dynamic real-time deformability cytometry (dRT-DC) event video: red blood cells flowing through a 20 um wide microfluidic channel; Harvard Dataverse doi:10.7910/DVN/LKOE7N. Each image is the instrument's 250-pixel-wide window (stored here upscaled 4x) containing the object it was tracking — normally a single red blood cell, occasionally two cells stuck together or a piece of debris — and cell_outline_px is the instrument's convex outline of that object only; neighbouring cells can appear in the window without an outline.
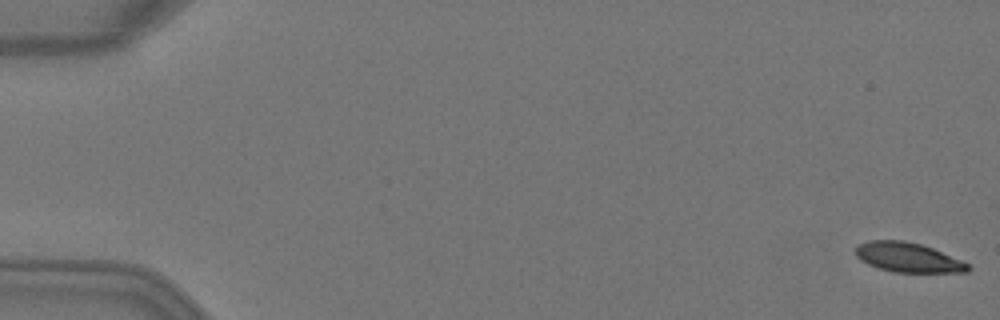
{"species": "Egyptian fruit bat (a non-hibernating species)", "species_latin": "Rousettus aegyptiacus", "temperature_condition": "warm", "stored_images_in_passage": 6, "camera_frame_rate_fps": 3000, "um_per_image_px": 0.085, "animal": {"sex": "female"}, "frame": {"image": 1, "passage_image": 1, "time_ms": 0.0, "image_size_px": [1000, 320], "cell_outline_px": [[972, 268], [968, 272], [892, 272], [868, 264], [860, 260], [856, 256], [856, 244], [868, 240], [904, 240], [920, 244], [932, 248], [972, 264]], "centroid_in_image_um": [77.2, 21.88], "position_along_channel_um": 7.8, "area_um2": 19.54}}